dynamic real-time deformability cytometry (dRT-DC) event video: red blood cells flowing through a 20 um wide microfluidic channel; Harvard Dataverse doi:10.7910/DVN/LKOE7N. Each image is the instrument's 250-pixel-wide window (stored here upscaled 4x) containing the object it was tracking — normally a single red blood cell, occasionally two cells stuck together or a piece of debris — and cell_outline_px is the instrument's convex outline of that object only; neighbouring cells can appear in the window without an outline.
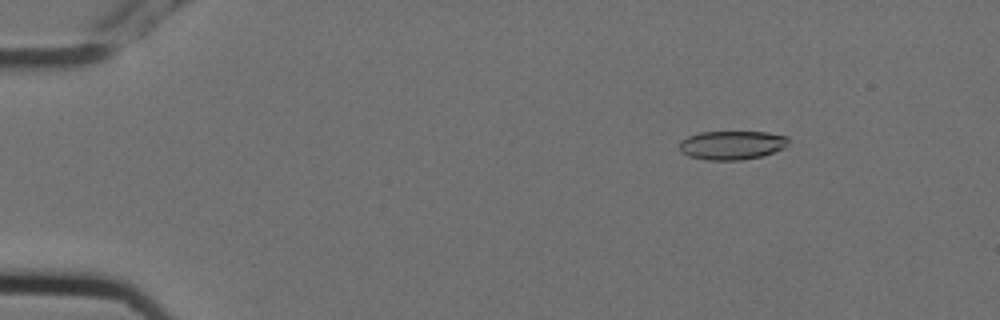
{"species": "Egyptian fruit bat (a non-hibernating species)", "species_latin": "Rousettus aegyptiacus", "temperature_condition": "cold", "stored_images_in_passage": 8, "camera_frame_rate_fps": 3000, "um_per_image_px": 0.085, "animal": {"sex": "female"}, "frame": {"image": 1, "passage_image": 2, "time_ms": 0.333, "image_size_px": [1000, 320], "cell_outline_px": [[788, 144], [784, 148], [760, 156], [740, 160], [708, 160], [688, 156], [680, 152], [680, 140], [688, 136], [700, 132], [768, 132], [788, 136]], "centroid_in_image_um": [62.19, 12.33], "position_along_channel_um": 22.8, "area_um2": 18.32}}
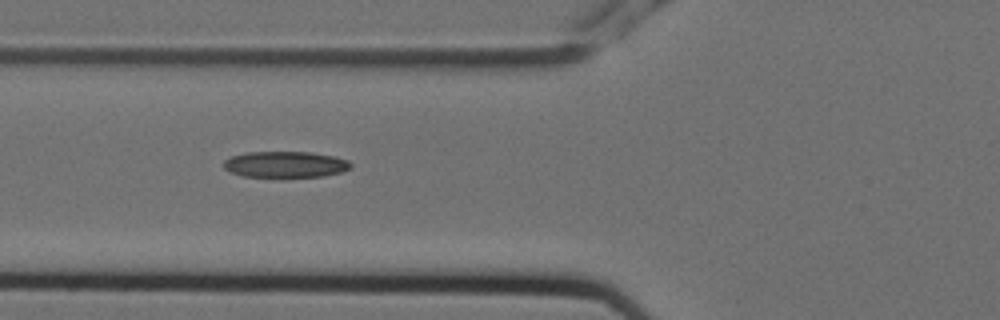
{"frame": {"image": 2, "passage_image": 6, "time_ms": 1.667, "image_size_px": [1000, 320], "cell_outline_px": [[352, 168], [340, 172], [320, 176], [244, 176], [232, 172], [224, 168], [224, 160], [232, 156], [244, 152], [308, 152], [332, 156], [348, 160], [352, 164]], "centroid_in_image_um": [24.25, 13.96], "position_along_channel_um": 101.5, "area_um2": 19.02}}
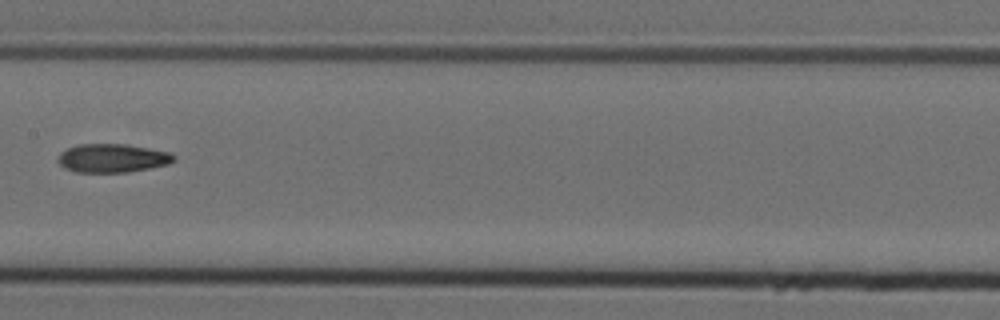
{"frame": {"image": 3, "passage_image": 8, "time_ms": 2.333, "image_size_px": [1000, 320], "cell_outline_px": [[176, 160], [168, 164], [128, 172], [76, 172], [64, 168], [56, 160], [60, 152], [68, 148], [80, 144], [124, 144], [172, 152], [176, 156]], "centroid_in_image_um": [9.56, 13.44], "position_along_channel_um": 197.8, "area_um2": 19.36}}